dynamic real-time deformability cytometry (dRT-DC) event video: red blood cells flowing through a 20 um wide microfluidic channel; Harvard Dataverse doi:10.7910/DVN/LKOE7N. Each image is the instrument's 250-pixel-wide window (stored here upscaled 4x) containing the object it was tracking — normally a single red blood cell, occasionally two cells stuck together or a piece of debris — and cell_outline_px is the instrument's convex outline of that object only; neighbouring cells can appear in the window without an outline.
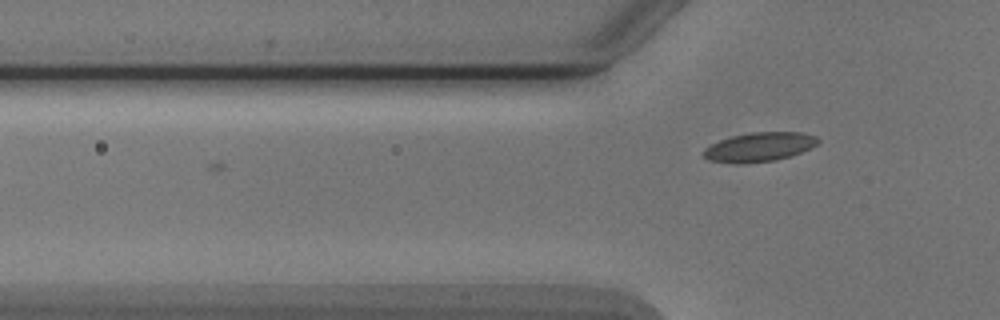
{"species": "Egyptian fruit bat (a non-hibernating species)", "species_latin": "Rousettus aegyptiacus", "temperature_condition": "cold", "stored_images_in_passage": 6, "camera_frame_rate_fps": 3000, "um_per_image_px": 0.085, "animal": {"sex": "male"}, "frame": {"image": 1, "passage_image": 6, "time_ms": 5.667, "image_size_px": [1000, 320], "cell_outline_px": [[820, 140], [812, 148], [776, 160], [744, 164], [736, 164], [708, 160], [700, 152], [704, 148], [720, 140], [732, 136], [752, 132], [800, 132], [816, 136]], "centroid_in_image_um": [64.51, 12.5], "position_along_channel_um": 61.3, "area_um2": 19.54}}